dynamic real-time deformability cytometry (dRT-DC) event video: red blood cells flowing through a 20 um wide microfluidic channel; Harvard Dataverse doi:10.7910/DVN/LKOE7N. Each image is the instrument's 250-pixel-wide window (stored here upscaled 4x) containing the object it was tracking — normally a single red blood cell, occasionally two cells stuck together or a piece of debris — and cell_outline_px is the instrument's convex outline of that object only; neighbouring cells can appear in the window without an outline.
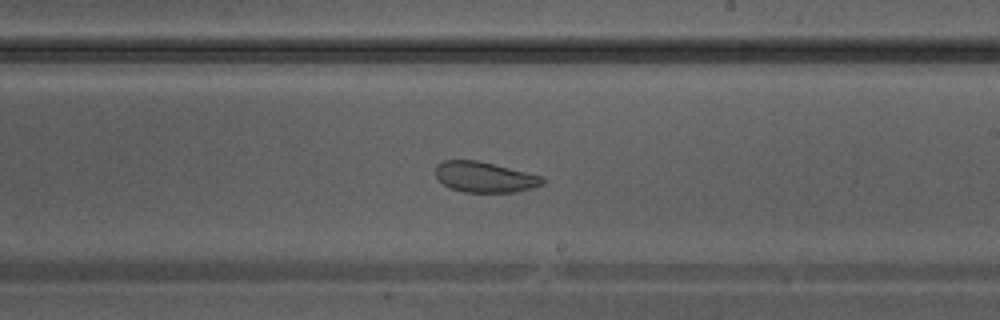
{"species": "Egyptian fruit bat (a non-hibernating species)", "species_latin": "Rousettus aegyptiacus", "temperature_condition": "warm", "stored_images_in_passage": 41, "camera_frame_rate_fps": 3000, "um_per_image_px": 0.085, "animal": {"sex": "male"}, "frame": {"image": 1, "passage_image": 24, "time_ms": 7.667, "image_size_px": [1000, 320], "cell_outline_px": [[548, 180], [544, 184], [532, 188], [516, 192], [464, 192], [452, 188], [444, 184], [436, 176], [436, 164], [444, 160], [476, 160], [544, 176]], "centroid_in_image_um": [41.25, 15.05], "position_along_channel_um": 247.7, "area_um2": 19.07}}